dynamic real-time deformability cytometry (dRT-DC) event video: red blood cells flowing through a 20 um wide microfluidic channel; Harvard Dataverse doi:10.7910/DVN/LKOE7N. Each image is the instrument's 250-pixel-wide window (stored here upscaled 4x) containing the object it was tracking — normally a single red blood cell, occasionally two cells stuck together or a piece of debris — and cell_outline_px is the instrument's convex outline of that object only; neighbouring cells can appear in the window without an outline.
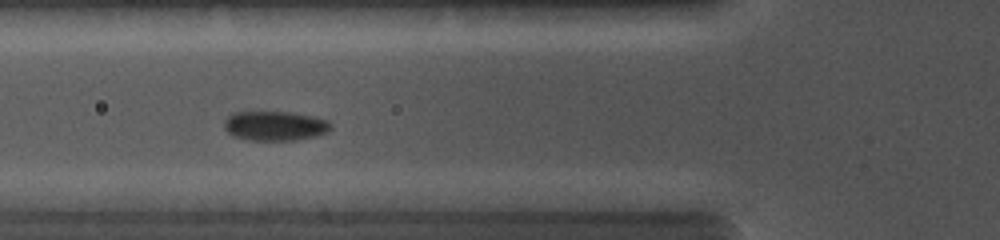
{"species": "common noctule bat (a hibernating species)", "species_latin": "Nyctalus noctula", "temperature_condition": "cold", "stored_images_in_passage": 6, "camera_frame_rate_fps": 5000, "um_per_image_px": 0.085, "animal": {"sex": "female", "body_mass_g": 19.0, "forearm_length_mm": 56.7}, "frame": {"image": 1, "passage_image": 5, "time_ms": 2.6, "image_size_px": [1000, 240], "cell_outline_px": [[332, 128], [328, 132], [316, 136], [296, 140], [248, 140], [232, 136], [224, 128], [224, 120], [232, 112], [288, 112], [312, 116], [328, 120], [332, 124]], "centroid_in_image_um": [23.37, 10.7], "position_along_channel_um": 102.4, "area_um2": 18.5}}